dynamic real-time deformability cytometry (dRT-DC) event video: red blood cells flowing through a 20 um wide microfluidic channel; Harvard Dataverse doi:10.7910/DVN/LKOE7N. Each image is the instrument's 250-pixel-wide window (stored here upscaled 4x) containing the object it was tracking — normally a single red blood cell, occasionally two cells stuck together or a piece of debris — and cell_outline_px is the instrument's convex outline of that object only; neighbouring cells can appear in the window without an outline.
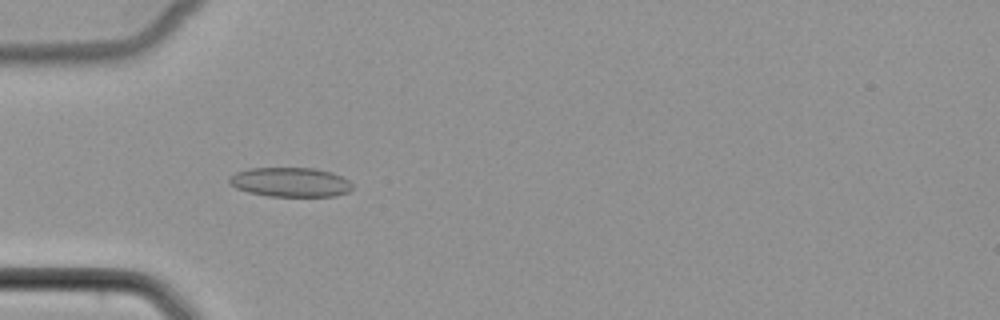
{"species": "common noctule bat (a hibernating species)", "species_latin": "Nyctalus noctula", "temperature_condition": "cold", "stored_images_in_passage": 48, "camera_frame_rate_fps": 3000, "um_per_image_px": 0.085, "animal": {"sex": "female", "body_mass_g": 22.7, "forearm_length_mm": 54.2}, "frame": {"image": 1, "passage_image": 13, "time_ms": 4.0, "image_size_px": [1000, 320], "cell_outline_px": [[352, 188], [348, 192], [336, 196], [268, 196], [248, 192], [236, 188], [228, 180], [228, 176], [236, 172], [248, 168], [316, 168], [332, 172], [348, 180], [352, 184]], "centroid_in_image_um": [24.67, 15.48], "position_along_channel_um": 60.3, "area_um2": 21.15}}
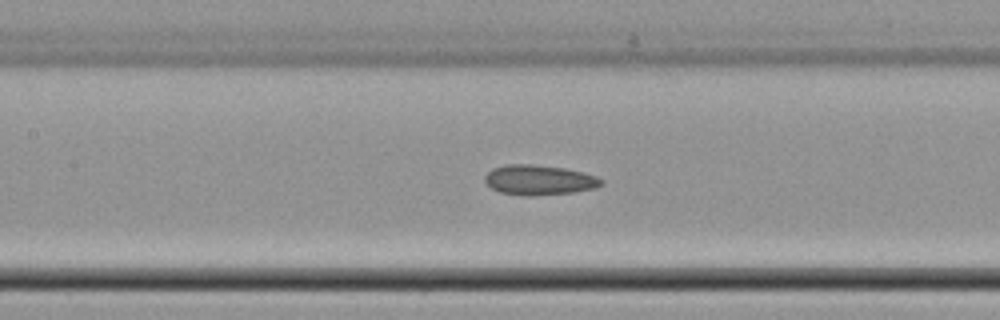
{"frame": {"image": 2, "passage_image": 21, "time_ms": 6.667, "image_size_px": [1000, 320], "cell_outline_px": [[604, 184], [596, 188], [572, 192], [532, 196], [528, 196], [500, 192], [492, 188], [484, 180], [484, 176], [492, 168], [508, 164], [532, 164], [564, 168], [584, 172], [596, 176], [604, 180]], "centroid_in_image_um": [45.85, 15.29], "position_along_channel_um": 161.6, "area_um2": 20.4}}
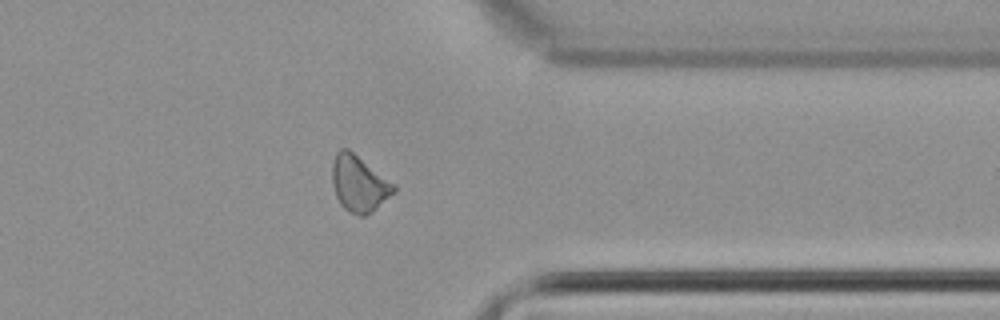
{"frame": {"image": 3, "passage_image": 38, "time_ms": 12.333, "image_size_px": [1000, 320], "cell_outline_px": [[396, 192], [372, 212], [364, 216], [360, 216], [348, 212], [340, 204], [336, 196], [332, 184], [332, 160], [336, 152], [340, 148], [348, 148], [396, 184]], "centroid_in_image_um": [30.52, 15.61], "position_along_channel_um": 380.9, "area_um2": 20.52}}